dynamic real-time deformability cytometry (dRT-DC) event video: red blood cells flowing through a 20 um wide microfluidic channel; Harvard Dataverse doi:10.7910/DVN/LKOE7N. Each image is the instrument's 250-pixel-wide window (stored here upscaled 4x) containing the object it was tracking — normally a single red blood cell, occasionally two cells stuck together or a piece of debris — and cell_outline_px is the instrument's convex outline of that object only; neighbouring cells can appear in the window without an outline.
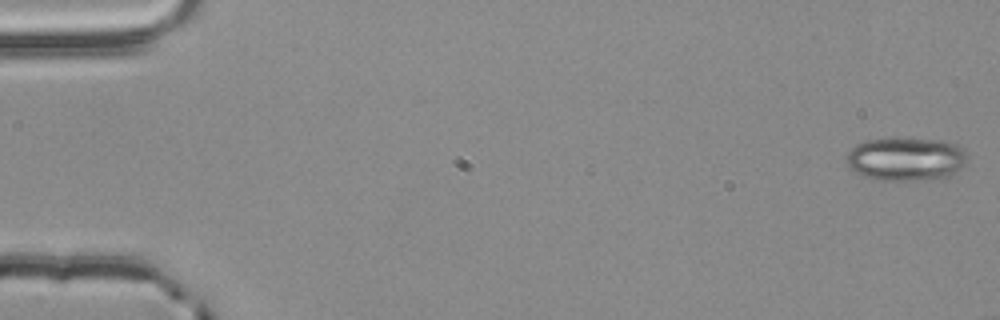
{"species": "common noctule bat (a hibernating species)", "species_latin": "Nyctalus noctula", "temperature_condition": "room temperature", "stored_images_in_passage": 14, "camera_frame_rate_fps": 3000, "um_per_image_px": 0.085, "animal": {"sex": "male", "body_mass_g": 20.4}, "frame": {"image": 1, "passage_image": 1, "time_ms": 0.0, "image_size_px": [1000, 320], "cell_outline_px": [[968, 160], [960, 168], [948, 176], [936, 180], [876, 180], [864, 176], [856, 172], [848, 164], [848, 152], [856, 144], [864, 140], [940, 140], [956, 144], [968, 156]], "centroid_in_image_um": [77.03, 13.55], "position_along_channel_um": 8.0, "area_um2": 30.0}}